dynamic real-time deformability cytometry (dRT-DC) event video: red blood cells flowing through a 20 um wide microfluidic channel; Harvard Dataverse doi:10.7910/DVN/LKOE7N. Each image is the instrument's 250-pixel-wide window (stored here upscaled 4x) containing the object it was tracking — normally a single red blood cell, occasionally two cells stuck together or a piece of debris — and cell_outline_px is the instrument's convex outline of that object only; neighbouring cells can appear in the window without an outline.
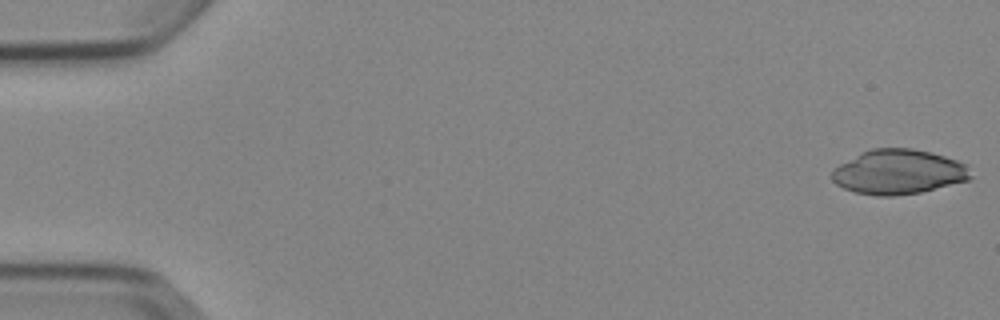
{"species": "Egyptian fruit bat (a non-hibernating species)", "species_latin": "Rousettus aegyptiacus", "temperature_condition": "cold", "stored_images_in_passage": 5, "camera_frame_rate_fps": 3000, "um_per_image_px": 0.085, "animal": {"sex": "female"}, "frame": {"image": 1, "passage_image": 1, "time_ms": 0.0, "image_size_px": [1000, 320], "cell_outline_px": [[972, 180], [920, 192], [892, 196], [876, 196], [856, 192], [844, 188], [836, 184], [832, 180], [832, 172], [840, 164], [872, 148], [912, 148], [932, 152], [968, 164], [972, 176]], "centroid_in_image_um": [76.44, 14.62], "position_along_channel_um": 8.6, "area_um2": 36.07}}